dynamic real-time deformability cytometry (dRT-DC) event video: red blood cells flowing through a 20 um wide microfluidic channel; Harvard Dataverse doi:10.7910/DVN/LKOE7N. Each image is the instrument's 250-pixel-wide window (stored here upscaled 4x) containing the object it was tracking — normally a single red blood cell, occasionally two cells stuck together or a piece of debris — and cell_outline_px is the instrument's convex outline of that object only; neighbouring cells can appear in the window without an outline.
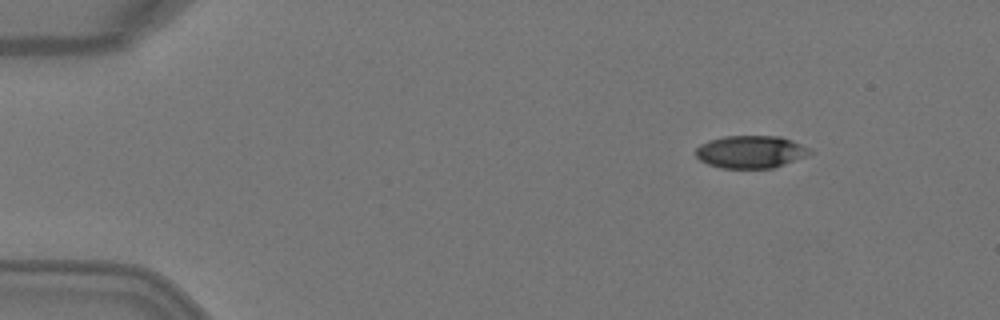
{"species": "Egyptian fruit bat (a non-hibernating species)", "species_latin": "Rousettus aegyptiacus", "temperature_condition": "warm", "stored_images_in_passage": 3, "camera_frame_rate_fps": 3000, "um_per_image_px": 0.085, "animal": {"sex": "female"}, "frame": {"image": 1, "passage_image": 1, "time_ms": 0.0, "image_size_px": [1000, 320], "cell_outline_px": [[812, 152], [804, 156], [784, 164], [772, 168], [720, 168], [708, 164], [700, 160], [696, 156], [696, 148], [700, 144], [708, 140], [724, 136], [780, 136], [792, 140], [808, 148]], "centroid_in_image_um": [63.75, 12.9], "position_along_channel_um": 21.2, "area_um2": 21.5}}